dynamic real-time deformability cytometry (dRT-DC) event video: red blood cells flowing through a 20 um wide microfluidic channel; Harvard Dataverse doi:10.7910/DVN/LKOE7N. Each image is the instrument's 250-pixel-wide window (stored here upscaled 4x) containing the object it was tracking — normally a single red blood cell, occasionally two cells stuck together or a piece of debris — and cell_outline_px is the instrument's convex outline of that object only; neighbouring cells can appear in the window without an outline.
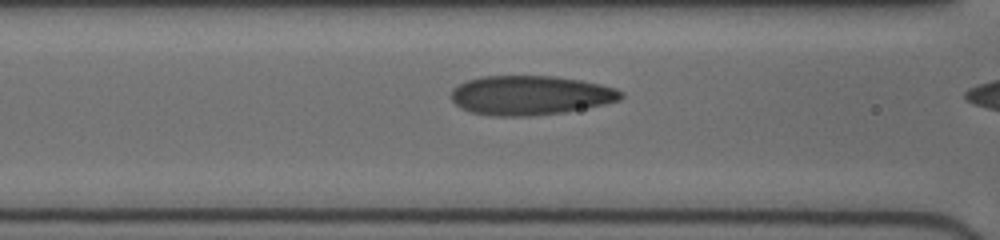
{"species": "human", "species_latin": "Homo sapiens", "temperature_condition": "cold", "stored_images_in_passage": 7, "camera_frame_rate_fps": 3000, "um_per_image_px": 0.085, "donor": {"sex": "female"}, "frame": {"image": 1, "passage_image": 5, "time_ms": 1.333, "image_size_px": [1000, 240], "cell_outline_px": [[624, 96], [620, 100], [604, 104], [564, 112], [528, 116], [496, 116], [472, 112], [460, 108], [452, 100], [452, 88], [468, 80], [484, 76], [556, 76], [580, 80], [600, 84], [616, 88], [624, 92]], "centroid_in_image_um": [45.1, 8.09], "position_along_channel_um": 121.5, "area_um2": 38.84}}